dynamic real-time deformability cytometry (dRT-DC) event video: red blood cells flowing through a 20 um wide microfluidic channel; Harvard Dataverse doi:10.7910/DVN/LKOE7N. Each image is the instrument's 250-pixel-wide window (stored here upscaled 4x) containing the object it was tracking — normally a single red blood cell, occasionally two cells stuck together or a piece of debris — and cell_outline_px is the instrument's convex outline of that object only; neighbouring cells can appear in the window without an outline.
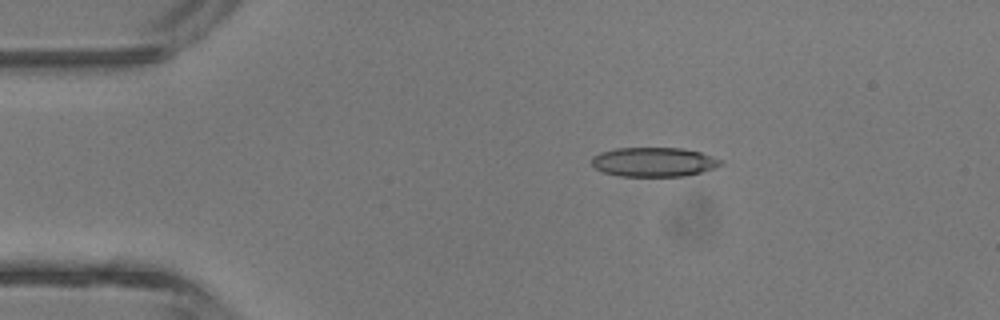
{"species": "common noctule bat (a hibernating species)", "species_latin": "Nyctalus noctula", "temperature_condition": "room temperature", "stored_images_in_passage": 2, "camera_frame_rate_fps": 3000, "um_per_image_px": 0.085, "animal": {"sex": "male", "body_mass_g": 13.3}, "frame": {"image": 1, "passage_image": 1, "time_ms": 0.0, "image_size_px": [1000, 320], "cell_outline_px": [[724, 164], [716, 168], [684, 176], [620, 176], [604, 172], [596, 168], [592, 164], [592, 156], [600, 152], [616, 148], [684, 148], [700, 152], [712, 156], [720, 160]], "centroid_in_image_um": [55.59, 13.76], "position_along_channel_um": 29.4, "area_um2": 22.02}}